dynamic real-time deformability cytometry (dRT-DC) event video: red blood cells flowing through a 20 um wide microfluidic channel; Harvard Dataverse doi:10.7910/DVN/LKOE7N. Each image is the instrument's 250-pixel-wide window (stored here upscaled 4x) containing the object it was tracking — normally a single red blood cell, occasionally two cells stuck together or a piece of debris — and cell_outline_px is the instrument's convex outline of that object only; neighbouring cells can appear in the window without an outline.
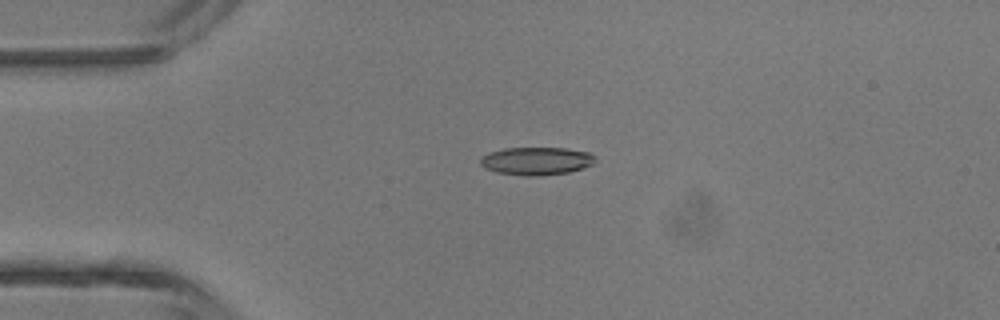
{"species": "common noctule bat (a hibernating species)", "species_latin": "Nyctalus noctula", "temperature_condition": "room temperature", "stored_images_in_passage": 4, "camera_frame_rate_fps": 3000, "um_per_image_px": 0.085, "animal": {"sex": "male", "body_mass_g": 13.3}, "frame": {"image": 1, "passage_image": 2, "time_ms": 2.0, "image_size_px": [1000, 320], "cell_outline_px": [[596, 160], [592, 164], [568, 172], [540, 176], [524, 176], [496, 172], [480, 164], [480, 156], [488, 152], [504, 148], [564, 148], [588, 152], [596, 156]], "centroid_in_image_um": [45.57, 13.68], "position_along_channel_um": 39.4, "area_um2": 18.67}}
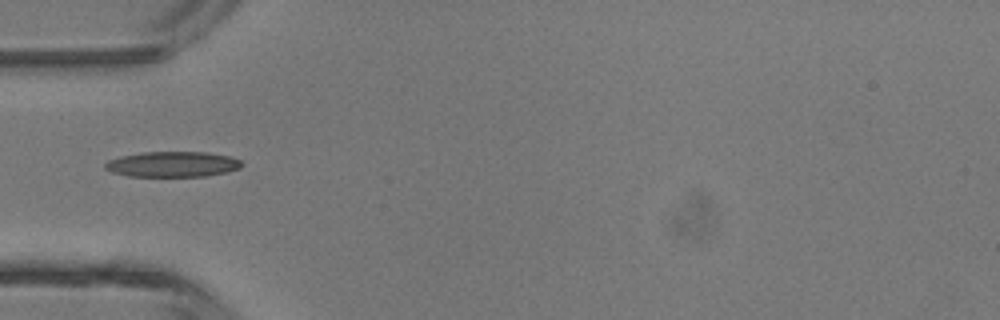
{"frame": {"image": 2, "passage_image": 3, "time_ms": 3.333, "image_size_px": [1000, 320], "cell_outline_px": [[244, 164], [240, 168], [228, 172], [204, 176], [128, 176], [112, 172], [104, 168], [104, 164], [108, 160], [120, 156], [144, 152], [204, 152], [228, 156], [240, 160]], "centroid_in_image_um": [14.66, 13.96], "position_along_channel_um": 70.3, "area_um2": 20.23}}
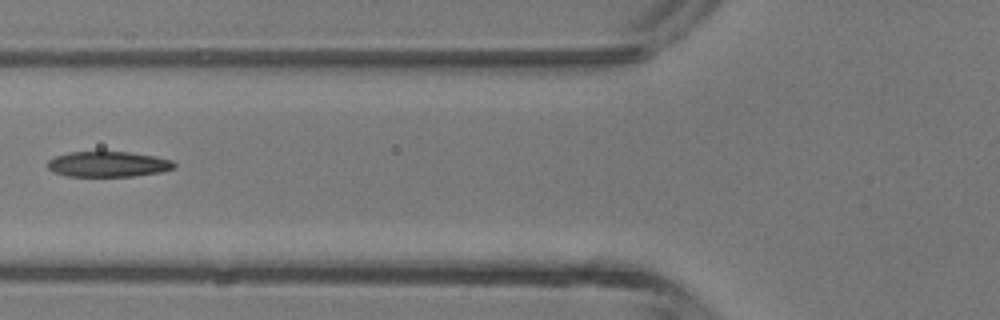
{"frame": {"image": 3, "passage_image": 4, "time_ms": 4.333, "image_size_px": [1000, 320], "cell_outline_px": [[176, 168], [160, 172], [132, 176], [68, 176], [52, 172], [48, 168], [48, 160], [56, 156], [68, 152], [128, 152], [156, 156], [172, 160], [176, 164]], "centroid_in_image_um": [9.2, 13.95], "position_along_channel_um": 116.6, "area_um2": 18.79}}